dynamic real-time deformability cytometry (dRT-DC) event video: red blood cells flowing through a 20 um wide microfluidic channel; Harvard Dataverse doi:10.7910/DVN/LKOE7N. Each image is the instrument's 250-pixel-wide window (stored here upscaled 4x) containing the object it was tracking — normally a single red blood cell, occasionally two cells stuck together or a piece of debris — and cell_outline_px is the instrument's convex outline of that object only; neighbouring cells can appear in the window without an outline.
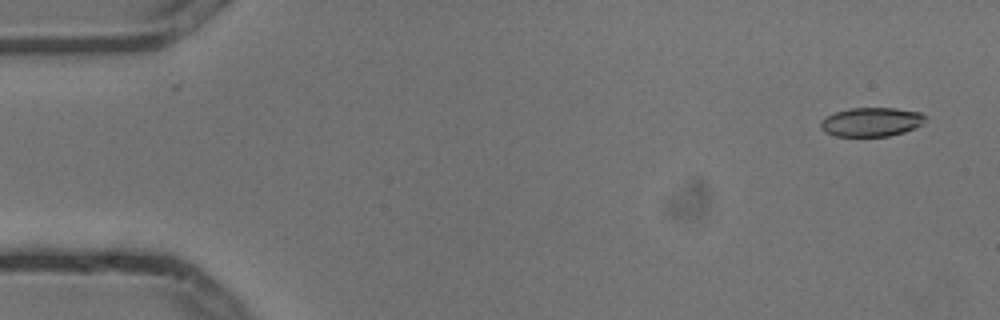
{"species": "common noctule bat (a hibernating species)", "species_latin": "Nyctalus noctula", "temperature_condition": "cold", "stored_images_in_passage": 5, "segment_of_instrument_passage": [1, 2], "camera_frame_rate_fps": 3000, "um_per_image_px": 0.085, "animal": {"sex": "male", "body_mass_g": 13.3}, "frame": {"image": 1, "passage_image": 1, "time_ms": 0.0, "image_size_px": [1000, 320], "cell_outline_px": [[928, 116], [924, 124], [916, 128], [904, 132], [888, 136], [836, 136], [824, 132], [820, 128], [820, 120], [836, 112], [852, 108], [896, 108], [920, 112]], "centroid_in_image_um": [74.11, 10.37], "position_along_channel_um": 10.9, "area_um2": 17.86}}